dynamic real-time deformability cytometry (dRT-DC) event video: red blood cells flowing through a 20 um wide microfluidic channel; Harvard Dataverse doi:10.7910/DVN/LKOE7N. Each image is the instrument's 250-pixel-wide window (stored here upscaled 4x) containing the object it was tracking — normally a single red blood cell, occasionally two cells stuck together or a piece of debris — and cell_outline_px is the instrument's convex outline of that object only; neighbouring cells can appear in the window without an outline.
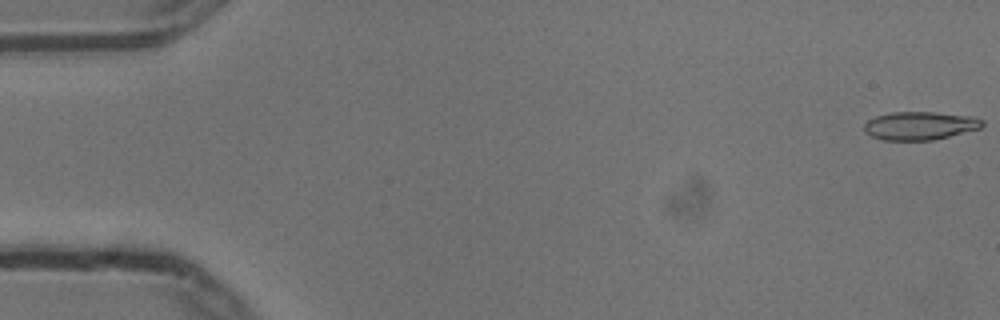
{"species": "common noctule bat (a hibernating species)", "species_latin": "Nyctalus noctula", "temperature_condition": "cold", "stored_images_in_passage": 8, "camera_frame_rate_fps": 3000, "um_per_image_px": 0.085, "animal": {"sex": "male", "body_mass_g": 13.3}, "frame": {"image": 1, "passage_image": 1, "time_ms": 0.0, "image_size_px": [1000, 320], "cell_outline_px": [[984, 124], [980, 128], [932, 140], [880, 140], [872, 136], [864, 128], [864, 124], [868, 120], [876, 116], [892, 112], [932, 112], [972, 116], [984, 120]], "centroid_in_image_um": [78.19, 10.68], "position_along_channel_um": 6.8, "area_um2": 19.25}}